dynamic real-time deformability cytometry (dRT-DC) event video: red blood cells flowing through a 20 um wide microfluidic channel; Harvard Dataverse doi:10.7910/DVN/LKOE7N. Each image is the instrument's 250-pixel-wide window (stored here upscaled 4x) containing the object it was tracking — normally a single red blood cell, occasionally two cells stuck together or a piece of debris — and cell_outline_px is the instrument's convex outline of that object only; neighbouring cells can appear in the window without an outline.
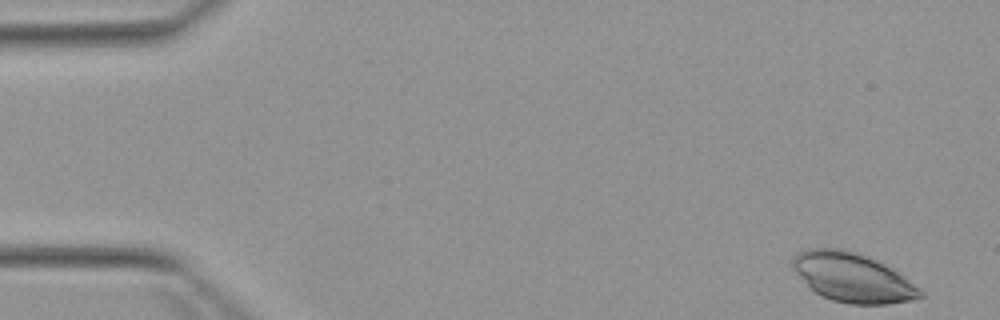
{"species": "Egyptian fruit bat (a non-hibernating species)", "species_latin": "Rousettus aegyptiacus", "temperature_condition": "warm", "stored_images_in_passage": 5, "camera_frame_rate_fps": 3000, "um_per_image_px": 0.085, "animal": {"sex": "female"}, "frame": {"image": 1, "passage_image": 1, "time_ms": 0.0, "image_size_px": [1000, 320], "cell_outline_px": [[924, 296], [912, 300], [888, 304], [852, 304], [832, 300], [816, 292], [792, 268], [792, 256], [808, 248], [840, 248], [864, 256], [884, 264], [892, 268], [920, 288], [924, 292]], "centroid_in_image_um": [72.49, 23.59], "position_along_channel_um": 12.5, "area_um2": 35.95}}
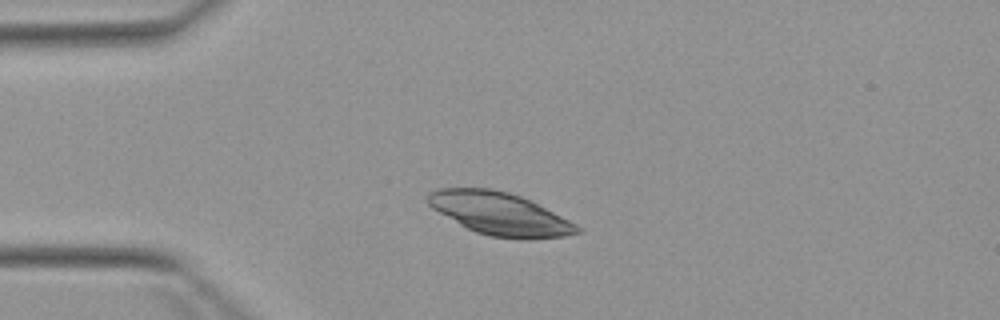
{"frame": {"image": 2, "passage_image": 4, "time_ms": 3.333, "image_size_px": [1000, 320], "cell_outline_px": [[584, 228], [580, 232], [564, 236], [528, 240], [524, 240], [492, 236], [476, 232], [460, 224], [432, 208], [428, 204], [428, 192], [440, 188], [492, 188], [508, 192], [520, 196]], "centroid_in_image_um": [42.48, 18.17], "position_along_channel_um": 42.5, "area_um2": 36.7}}